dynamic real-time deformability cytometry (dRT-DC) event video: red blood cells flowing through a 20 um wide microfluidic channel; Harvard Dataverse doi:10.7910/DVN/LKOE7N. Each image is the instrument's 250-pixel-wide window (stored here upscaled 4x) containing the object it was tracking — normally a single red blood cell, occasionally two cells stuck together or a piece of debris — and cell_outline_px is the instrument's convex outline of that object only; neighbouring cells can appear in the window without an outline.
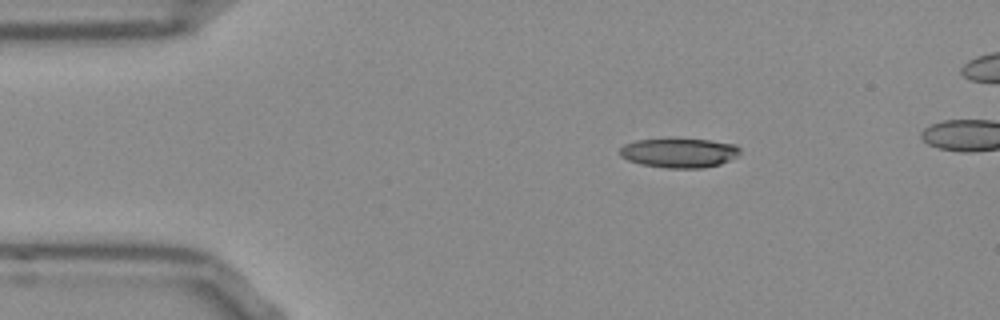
{"species": "Egyptian fruit bat (a non-hibernating species)", "species_latin": "Rousettus aegyptiacus", "temperature_condition": "room temperature", "stored_images_in_passage": 7, "camera_frame_rate_fps": 3000, "um_per_image_px": 0.085, "frame": {"image": 1, "passage_image": 1, "time_ms": 0.0, "image_size_px": [1000, 320], "cell_outline_px": [[740, 152], [736, 156], [720, 164], [704, 168], [668, 168], [640, 164], [628, 160], [620, 156], [620, 148], [624, 144], [636, 140], [708, 140], [736, 144], [740, 148]], "centroid_in_image_um": [57.73, 13.01], "position_along_channel_um": 27.3, "area_um2": 20.29}}